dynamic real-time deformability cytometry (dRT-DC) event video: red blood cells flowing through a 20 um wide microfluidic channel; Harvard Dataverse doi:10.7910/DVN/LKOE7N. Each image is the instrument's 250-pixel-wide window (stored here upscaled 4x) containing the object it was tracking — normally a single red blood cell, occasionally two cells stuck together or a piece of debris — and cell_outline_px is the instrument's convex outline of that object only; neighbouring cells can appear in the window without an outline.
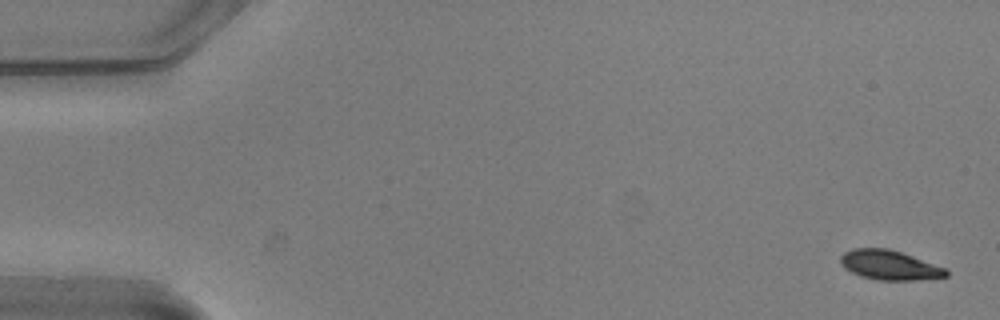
{"species": "common noctule bat (a hibernating species)", "species_latin": "Nyctalus noctula", "temperature_condition": "warm", "stored_images_in_passage": 55, "camera_frame_rate_fps": 3000, "um_per_image_px": 0.085, "animal": {"sex": "male", "body_mass_g": 20.5, "forearm_length_mm": 52.5}, "frame": {"image": 1, "passage_image": 1, "time_ms": 0.0, "image_size_px": [1000, 320], "cell_outline_px": [[948, 276], [916, 280], [880, 280], [860, 276], [844, 268], [840, 264], [840, 256], [844, 252], [852, 248], [888, 248], [912, 256], [944, 268], [948, 272]], "centroid_in_image_um": [75.55, 22.53], "position_along_channel_um": 9.5, "area_um2": 18.03}}
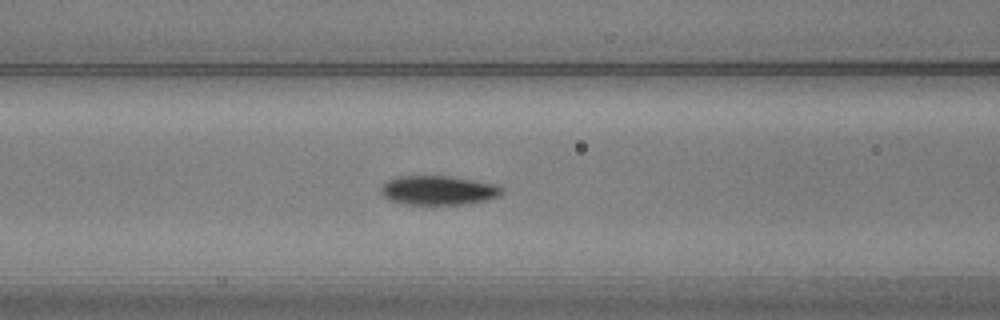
{"frame": {"image": 2, "passage_image": 22, "time_ms": 7.0, "image_size_px": [1000, 320], "cell_outline_px": [[504, 192], [500, 196], [484, 200], [460, 204], [404, 204], [392, 200], [384, 196], [380, 192], [380, 188], [388, 180], [400, 176], [452, 176], [496, 184], [504, 188]], "centroid_in_image_um": [37.29, 16.16], "position_along_channel_um": 129.3, "area_um2": 20.46}}
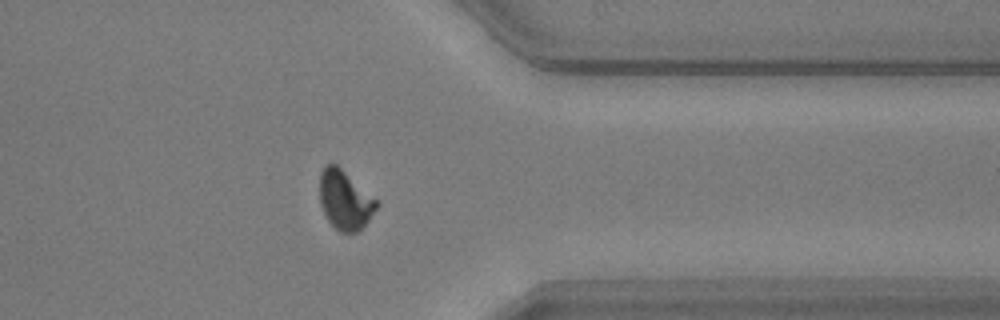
{"frame": {"image": 3, "passage_image": 43, "time_ms": 14.0, "image_size_px": [1000, 320], "cell_outline_px": [[380, 204], [368, 220], [356, 232], [340, 232], [328, 220], [320, 204], [320, 172], [328, 164], [336, 164], [380, 200]], "centroid_in_image_um": [29.35, 16.98], "position_along_channel_um": 382.0, "area_um2": 19.59}, "authors_computed_cell_mechanics": {"area_um2": 20.1722, "velocity_mm_per_s": 3.7291, "shape_relaxation_time_tau1_ms": 3.0308, "shape_relaxation_time_tau2_ms": null, "deformation_change_tau1": 0.1367, "deformation_change_tau2": null}}